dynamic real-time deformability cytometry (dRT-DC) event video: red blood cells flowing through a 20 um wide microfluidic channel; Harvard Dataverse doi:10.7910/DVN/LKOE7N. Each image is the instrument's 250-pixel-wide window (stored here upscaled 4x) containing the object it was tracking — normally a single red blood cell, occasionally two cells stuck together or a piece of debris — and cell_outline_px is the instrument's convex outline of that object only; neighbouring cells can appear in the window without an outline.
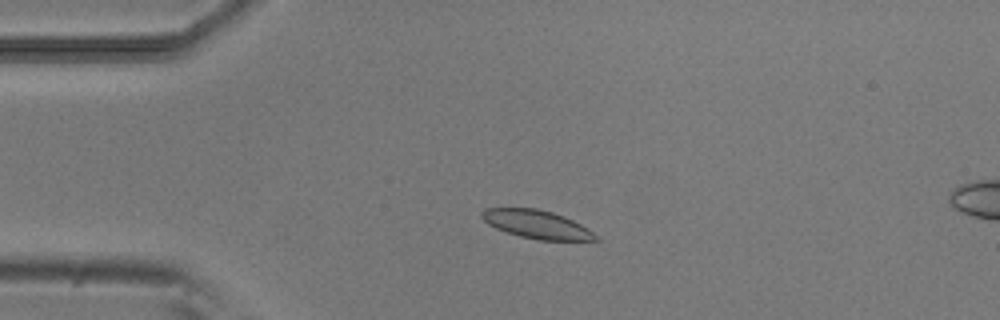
{"species": "common noctule bat (a hibernating species)", "species_latin": "Nyctalus noctula", "temperature_condition": "room temperature", "stored_images_in_passage": 49, "camera_frame_rate_fps": 3000, "um_per_image_px": 0.085, "animal": {"sex": "male", "body_mass_g": 20.5, "forearm_length_mm": 52.5}, "frame": {"image": 1, "passage_image": 9, "time_ms": 2.667, "image_size_px": [1000, 320], "cell_outline_px": [[600, 240], [540, 240], [520, 236], [496, 228], [488, 224], [480, 216], [480, 212], [484, 208], [536, 208], [552, 212], [564, 216], [588, 228]], "centroid_in_image_um": [45.59, 19.06], "position_along_channel_um": 39.4, "area_um2": 18.61}}
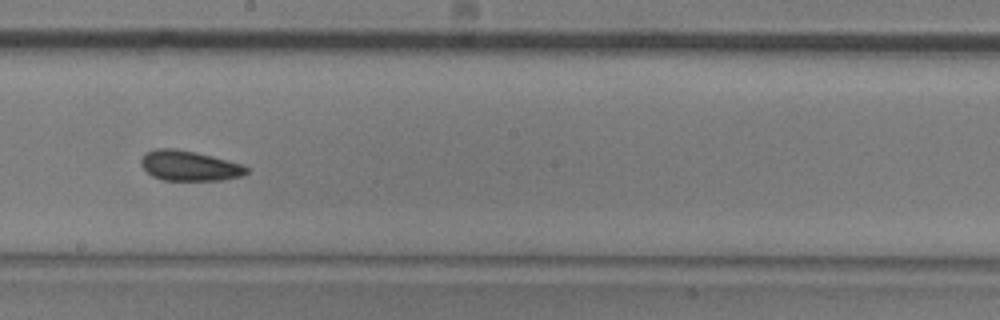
{"frame": {"image": 2, "passage_image": 26, "time_ms": 8.333, "image_size_px": [1000, 320], "cell_outline_px": [[248, 172], [240, 176], [220, 180], [160, 180], [152, 176], [140, 164], [140, 160], [144, 152], [152, 148], [176, 148], [196, 152], [244, 164], [248, 168]], "centroid_in_image_um": [16.05, 14.07], "position_along_channel_um": 232.1, "area_um2": 18.73}}
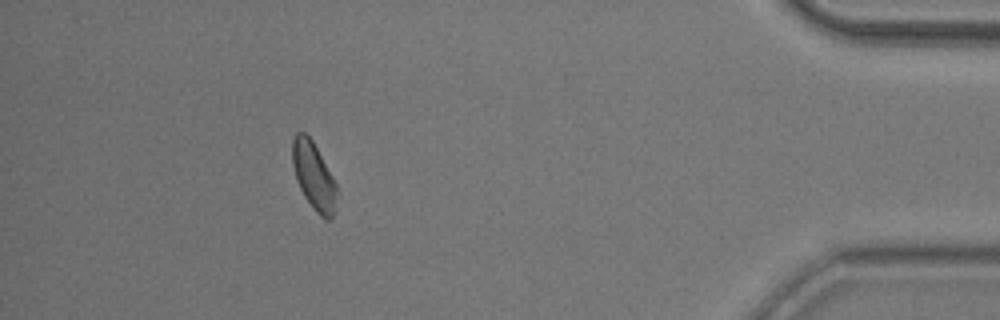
{"frame": {"image": 3, "passage_image": 44, "time_ms": 14.333, "image_size_px": [1000, 320], "cell_outline_px": [[340, 192], [332, 220], [324, 220], [312, 208], [304, 196], [296, 180], [292, 164], [292, 140], [296, 132], [304, 132], [312, 140], [332, 176]], "centroid_in_image_um": [26.69, 15.02], "position_along_channel_um": 408.5, "area_um2": 17.8}, "authors_computed_cell_mechanics": {"area_um2": 18.4382, "velocity_mm_per_s": 3.8487, "shape_relaxation_time_tau1_ms": 6.3241, "shape_relaxation_time_tau2_ms": 3.0926, "deformation_change_tau1": 0.1071, "deformation_change_tau2": 0.0924}}